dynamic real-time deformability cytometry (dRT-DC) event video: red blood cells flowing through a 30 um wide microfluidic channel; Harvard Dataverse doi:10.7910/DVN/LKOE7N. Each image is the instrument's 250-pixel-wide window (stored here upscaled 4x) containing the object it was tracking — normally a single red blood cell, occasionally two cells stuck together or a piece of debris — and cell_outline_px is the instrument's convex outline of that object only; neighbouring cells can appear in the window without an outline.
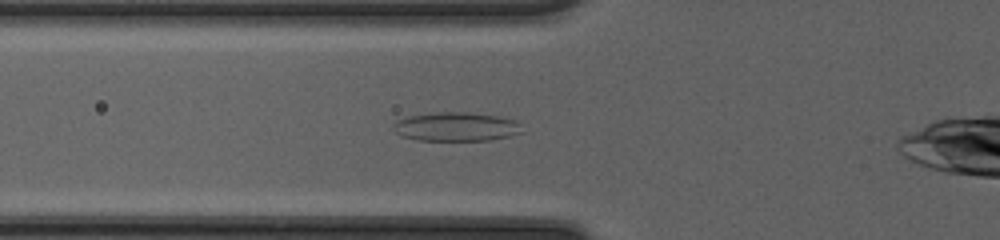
{"species": "common noctule bat (a hibernating species)", "species_latin": "Nyctalus noctula", "temperature_condition": "cold", "stored_images_in_passage": 37, "camera_frame_rate_fps": 3000, "um_per_image_px": 0.085, "animal": {"sex": "female", "body_mass_g": 20.0, "forearm_length_mm": 54.0}, "frame": {"image": 1, "passage_image": 10, "time_ms": 3.0, "image_size_px": [1000, 240], "cell_outline_px": [[524, 132], [508, 136], [488, 140], [416, 140], [400, 136], [396, 132], [392, 124], [396, 120], [408, 116], [436, 112], [468, 112], [500, 116], [516, 120]], "centroid_in_image_um": [38.76, 10.76], "position_along_channel_um": 87.0, "area_um2": 21.79}}
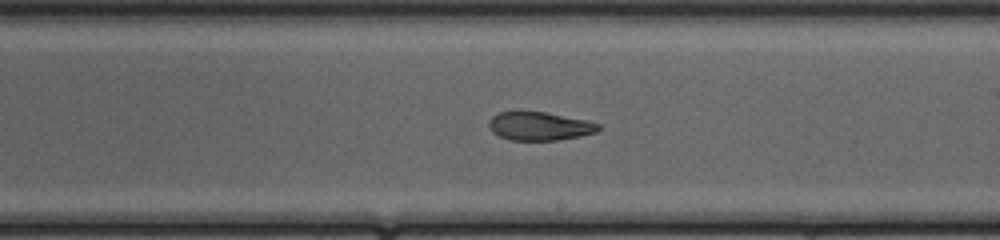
{"frame": {"image": 2, "passage_image": 21, "time_ms": 6.667, "image_size_px": [1000, 240], "cell_outline_px": [[604, 128], [596, 132], [580, 136], [560, 140], [512, 140], [500, 136], [492, 132], [488, 124], [488, 120], [492, 116], [500, 112], [544, 112], [588, 120], [600, 124]], "centroid_in_image_um": [45.9, 10.73], "position_along_channel_um": 243.1, "area_um2": 18.21}}
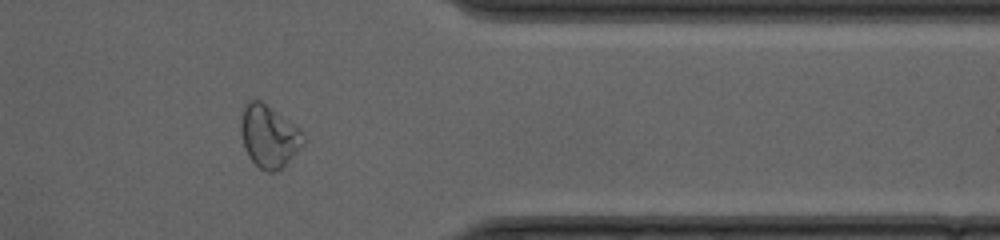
{"frame": {"image": 3, "passage_image": 32, "time_ms": 10.333, "image_size_px": [1000, 240], "cell_outline_px": [[304, 144], [284, 168], [272, 172], [268, 172], [260, 168], [248, 156], [244, 148], [240, 132], [240, 124], [244, 104], [248, 100], [260, 100], [300, 128], [304, 136]], "centroid_in_image_um": [22.86, 11.59], "position_along_channel_um": 388.5, "area_um2": 22.89}, "authors_computed_cell_mechanics": {"area_um2": 20.519, "velocity_mm_per_s": 4.2331, "shape_relaxation_time_tau1_ms": null, "shape_relaxation_time_tau2_ms": 3.0344, "deformation_change_tau1": null, "deformation_change_tau2": 0.1018}}